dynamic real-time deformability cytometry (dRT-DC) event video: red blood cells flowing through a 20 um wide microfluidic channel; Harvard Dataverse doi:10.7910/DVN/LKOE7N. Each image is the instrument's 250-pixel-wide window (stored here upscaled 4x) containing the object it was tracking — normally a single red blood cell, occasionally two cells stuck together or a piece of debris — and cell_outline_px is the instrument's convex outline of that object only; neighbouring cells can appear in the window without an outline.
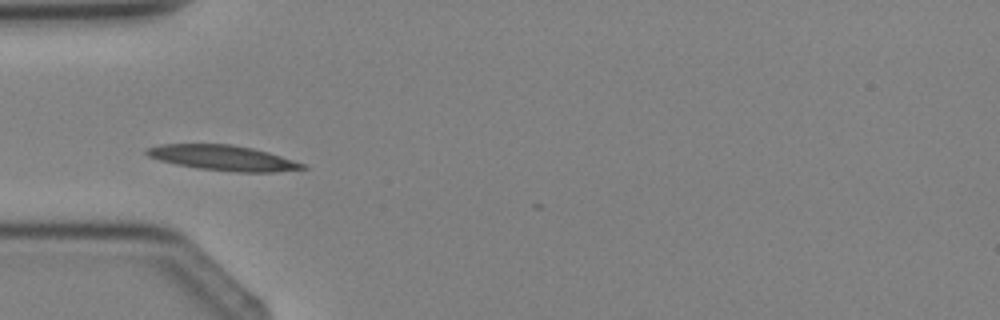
{"species": "Egyptian fruit bat (a non-hibernating species)", "species_latin": "Rousettus aegyptiacus", "temperature_condition": "cold", "stored_images_in_passage": 4, "camera_frame_rate_fps": 3000, "um_per_image_px": 0.085, "animal": {"sex": "female"}, "frame": {"image": 1, "passage_image": 3, "time_ms": 2.333, "image_size_px": [1000, 320], "cell_outline_px": [[308, 168], [276, 172], [236, 172], [196, 168], [176, 164], [160, 160], [148, 156], [144, 152], [148, 148], [160, 144], [232, 144], [252, 148], [268, 152], [304, 164]], "centroid_in_image_um": [18.94, 13.42], "position_along_channel_um": 66.1, "area_um2": 22.77}}